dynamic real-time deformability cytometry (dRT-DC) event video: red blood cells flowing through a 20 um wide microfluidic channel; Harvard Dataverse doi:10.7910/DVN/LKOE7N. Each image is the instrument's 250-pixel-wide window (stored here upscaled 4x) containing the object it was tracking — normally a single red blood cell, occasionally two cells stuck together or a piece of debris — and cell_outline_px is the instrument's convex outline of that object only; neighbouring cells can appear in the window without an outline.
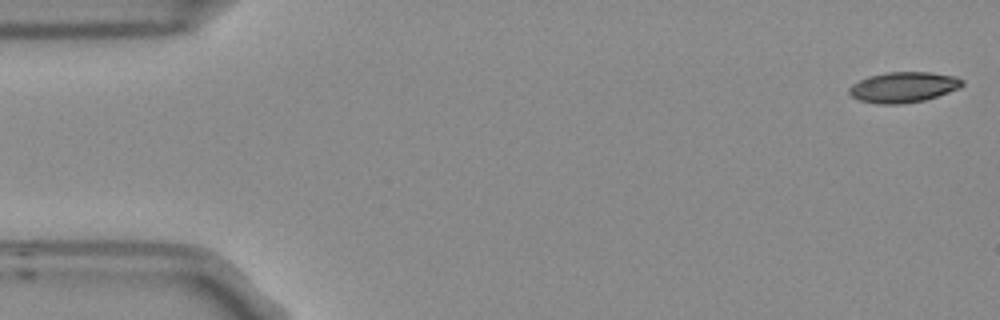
{"species": "Egyptian fruit bat (a non-hibernating species)", "species_latin": "Rousettus aegyptiacus", "temperature_condition": "room temperature", "stored_images_in_passage": 5, "camera_frame_rate_fps": 3000, "um_per_image_px": 0.085, "frame": {"image": 1, "passage_image": 1, "time_ms": 0.0, "image_size_px": [1000, 320], "cell_outline_px": [[964, 84], [960, 88], [924, 100], [900, 104], [876, 104], [860, 100], [852, 96], [848, 92], [848, 88], [852, 84], [868, 76], [888, 72], [932, 72], [956, 76], [964, 80]], "centroid_in_image_um": [76.8, 7.4], "position_along_channel_um": 8.2, "area_um2": 20.17}}